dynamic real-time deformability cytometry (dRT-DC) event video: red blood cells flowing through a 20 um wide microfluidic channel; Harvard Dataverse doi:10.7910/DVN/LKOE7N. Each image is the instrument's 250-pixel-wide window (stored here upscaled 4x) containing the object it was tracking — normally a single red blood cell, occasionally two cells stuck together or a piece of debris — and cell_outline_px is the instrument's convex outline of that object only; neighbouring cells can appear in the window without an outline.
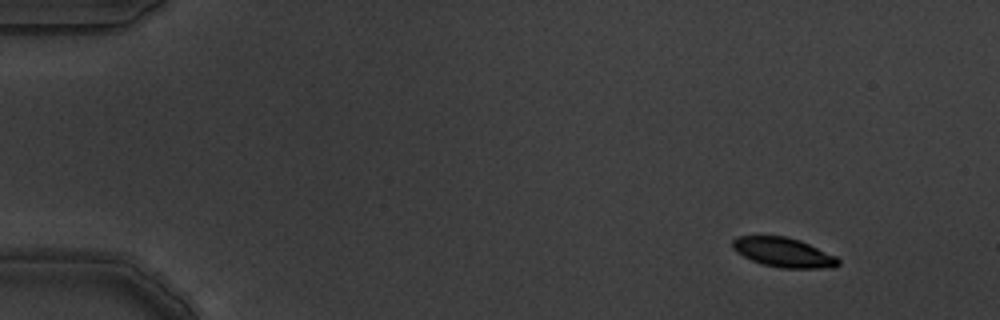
{"species": "common noctule bat (a hibernating species)", "species_latin": "Nyctalus noctula", "temperature_condition": "warm", "stored_images_in_passage": 4, "camera_frame_rate_fps": 3000, "um_per_image_px": 0.085, "animal": {"sex": "male", "body_mass_g": 19.5, "forearm_length_mm": 54.6}, "frame": {"image": 1, "passage_image": 1, "time_ms": 0.0, "image_size_px": [1000, 320], "cell_outline_px": [[840, 264], [832, 268], [784, 268], [764, 264], [752, 260], [736, 252], [732, 248], [732, 240], [736, 236], [784, 236], [800, 240], [836, 256], [840, 260]], "centroid_in_image_um": [66.6, 21.45], "position_along_channel_um": 18.4, "area_um2": 18.09}}
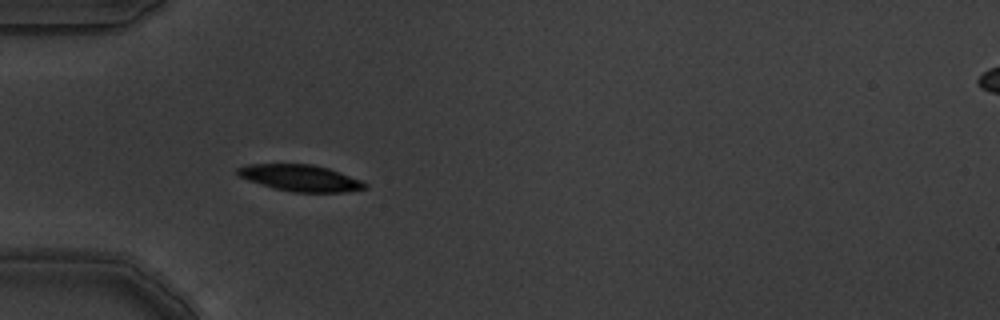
{"frame": {"image": 2, "passage_image": 4, "time_ms": 1.0, "image_size_px": [1000, 320], "cell_outline_px": [[368, 188], [344, 192], [292, 192], [272, 188], [248, 180], [240, 176], [236, 172], [236, 168], [248, 164], [312, 164], [328, 168], [340, 172], [360, 180], [368, 184]], "centroid_in_image_um": [25.53, 15.13], "position_along_channel_um": 59.5, "area_um2": 19.65}}